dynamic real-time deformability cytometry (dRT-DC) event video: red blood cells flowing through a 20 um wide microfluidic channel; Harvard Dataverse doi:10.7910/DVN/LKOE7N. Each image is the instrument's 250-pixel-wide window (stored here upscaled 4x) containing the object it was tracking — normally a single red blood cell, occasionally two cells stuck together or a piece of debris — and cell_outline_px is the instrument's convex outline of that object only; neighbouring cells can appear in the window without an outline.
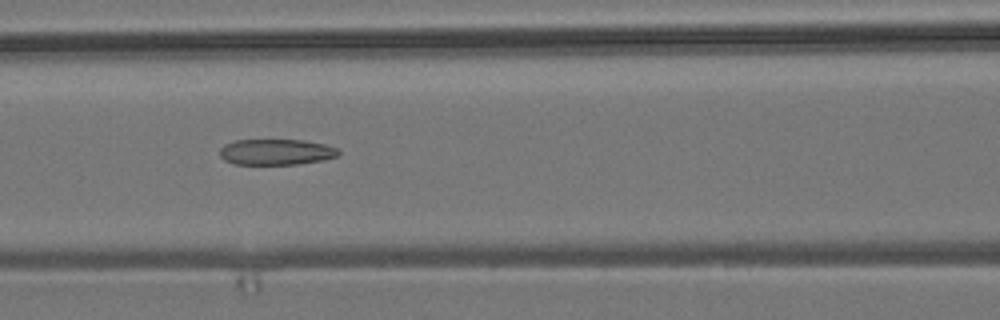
{"species": "common noctule bat (a hibernating species)", "species_latin": "Nyctalus noctula", "temperature_condition": "room temperature", "stored_images_in_passage": 6, "camera_frame_rate_fps": 3000, "um_per_image_px": 0.085, "animal": {"sex": "male", "body_mass_g": 19.2, "forearm_length_mm": 51.8}, "frame": {"image": 1, "passage_image": 6, "time_ms": 6.667, "image_size_px": [1000, 320], "cell_outline_px": [[340, 152], [336, 156], [324, 160], [296, 164], [232, 164], [224, 160], [220, 156], [220, 148], [224, 144], [236, 140], [304, 140], [324, 144], [340, 148]], "centroid_in_image_um": [23.47, 12.91], "position_along_channel_um": 143.1, "area_um2": 17.98}}